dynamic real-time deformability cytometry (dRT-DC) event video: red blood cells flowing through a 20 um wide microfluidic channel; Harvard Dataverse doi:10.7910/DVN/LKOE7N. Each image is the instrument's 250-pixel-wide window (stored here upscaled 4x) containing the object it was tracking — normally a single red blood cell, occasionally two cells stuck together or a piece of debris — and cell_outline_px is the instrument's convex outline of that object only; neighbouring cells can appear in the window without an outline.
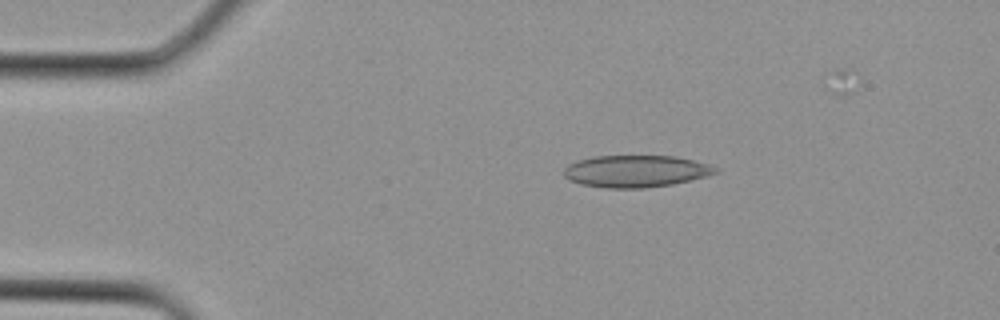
{"species": "Egyptian fruit bat (a non-hibernating species)", "species_latin": "Rousettus aegyptiacus", "temperature_condition": "cold", "stored_images_in_passage": 3, "camera_frame_rate_fps": 3000, "um_per_image_px": 0.085, "animal": {"sex": "female"}, "frame": {"image": 1, "passage_image": 1, "time_ms": 0.0, "image_size_px": [1000, 320], "cell_outline_px": [[720, 172], [708, 176], [672, 184], [644, 188], [604, 188], [580, 184], [568, 180], [564, 176], [564, 168], [568, 164], [580, 160], [596, 156], [676, 156], [708, 164], [720, 168]], "centroid_in_image_um": [54.06, 14.56], "position_along_channel_um": 30.9, "area_um2": 28.38}}